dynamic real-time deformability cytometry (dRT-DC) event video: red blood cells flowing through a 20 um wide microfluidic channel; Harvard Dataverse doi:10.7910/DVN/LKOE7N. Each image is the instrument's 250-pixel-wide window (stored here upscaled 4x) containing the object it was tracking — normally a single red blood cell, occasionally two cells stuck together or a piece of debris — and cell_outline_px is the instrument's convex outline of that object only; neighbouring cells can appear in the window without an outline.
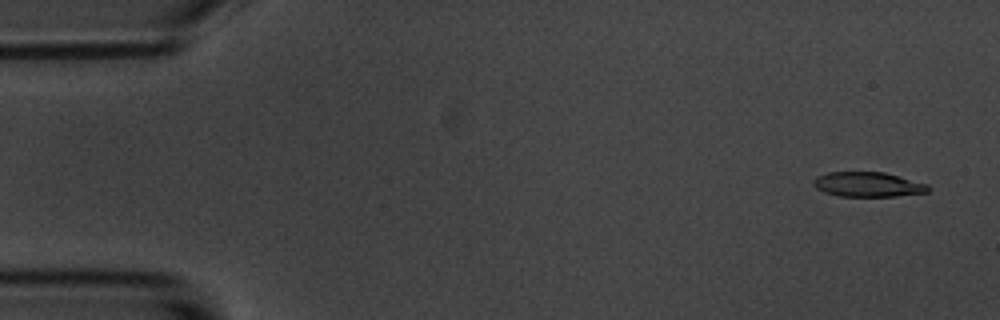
{"species": "common noctule bat (a hibernating species)", "species_latin": "Nyctalus noctula", "temperature_condition": "room temperature", "stored_images_in_passage": 6, "camera_frame_rate_fps": 3000, "um_per_image_px": 0.085, "animal": {"sex": "male", "body_mass_g": 20.1, "forearm_length_mm": 53.5}, "frame": {"image": 1, "passage_image": 1, "time_ms": 0.0, "image_size_px": [1000, 320], "cell_outline_px": [[932, 188], [928, 192], [896, 196], [840, 196], [824, 192], [816, 188], [812, 184], [812, 180], [816, 176], [828, 172], [884, 172], [928, 184]], "centroid_in_image_um": [73.77, 15.67], "position_along_channel_um": 11.2, "area_um2": 16.65}}
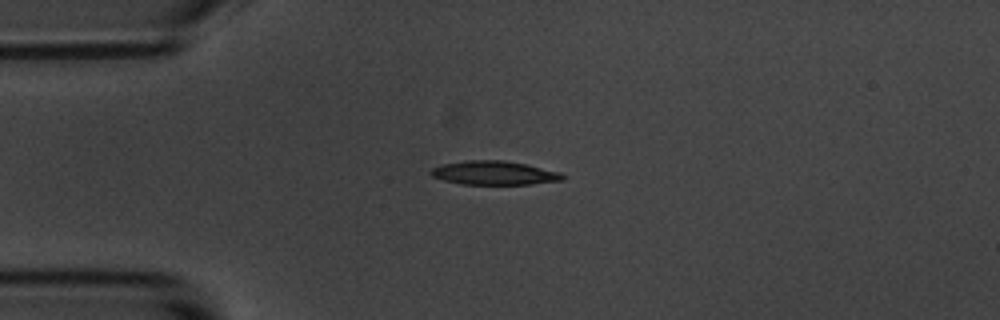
{"frame": {"image": 2, "passage_image": 4, "time_ms": 3.667, "image_size_px": [1000, 320], "cell_outline_px": [[564, 180], [532, 184], [460, 184], [444, 180], [432, 176], [428, 172], [432, 168], [440, 164], [464, 160], [504, 160], [524, 164], [560, 172], [564, 176]], "centroid_in_image_um": [41.95, 14.69], "position_along_channel_um": 43.0, "area_um2": 18.32}}